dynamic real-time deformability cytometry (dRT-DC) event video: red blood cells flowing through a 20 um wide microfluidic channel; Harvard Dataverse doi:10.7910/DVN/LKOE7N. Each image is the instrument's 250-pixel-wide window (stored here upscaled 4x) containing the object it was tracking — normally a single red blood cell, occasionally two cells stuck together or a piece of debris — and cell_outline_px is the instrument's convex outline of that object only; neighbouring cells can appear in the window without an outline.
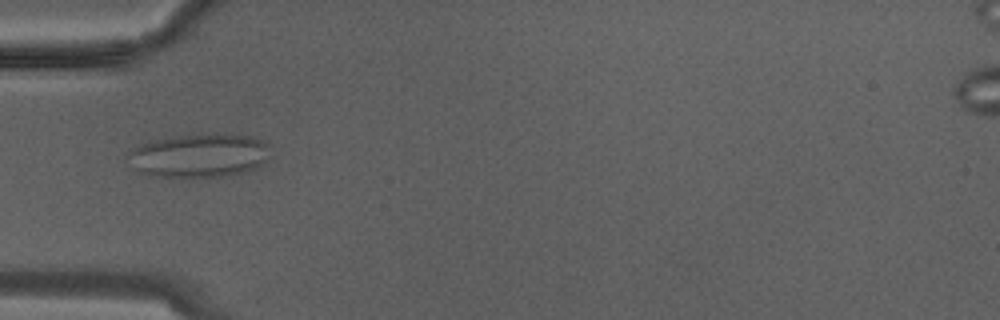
{"species": "Egyptian fruit bat (a non-hibernating species)", "species_latin": "Rousettus aegyptiacus", "temperature_condition": "warm", "stored_images_in_passage": 9, "camera_frame_rate_fps": 3000, "um_per_image_px": 0.085, "animal": {"sex": "male"}, "frame": {"image": 1, "passage_image": 4, "time_ms": 1.0, "image_size_px": [1000, 320], "cell_outline_px": [[268, 156], [264, 164], [256, 168], [224, 176], [148, 176], [140, 172], [124, 156], [132, 148], [140, 144], [156, 140], [200, 132], [232, 132], [252, 136], [268, 144]], "centroid_in_image_um": [16.95, 13.17], "position_along_channel_um": 68.1, "area_um2": 36.7}}
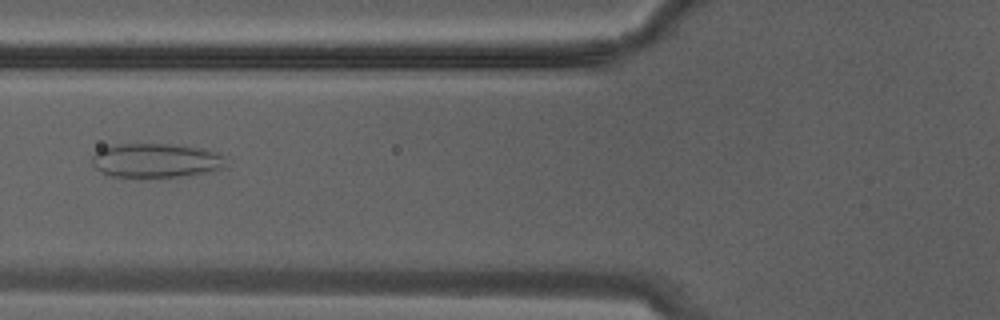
{"frame": {"image": 2, "passage_image": 6, "time_ms": 1.667, "image_size_px": [1000, 320], "cell_outline_px": [[220, 168], [188, 176], [112, 176], [100, 172], [92, 164], [92, 156], [100, 148], [116, 144], [168, 144], [196, 148], [216, 152], [220, 156]], "centroid_in_image_um": [13.1, 13.63], "position_along_channel_um": 112.7, "area_um2": 25.78}}